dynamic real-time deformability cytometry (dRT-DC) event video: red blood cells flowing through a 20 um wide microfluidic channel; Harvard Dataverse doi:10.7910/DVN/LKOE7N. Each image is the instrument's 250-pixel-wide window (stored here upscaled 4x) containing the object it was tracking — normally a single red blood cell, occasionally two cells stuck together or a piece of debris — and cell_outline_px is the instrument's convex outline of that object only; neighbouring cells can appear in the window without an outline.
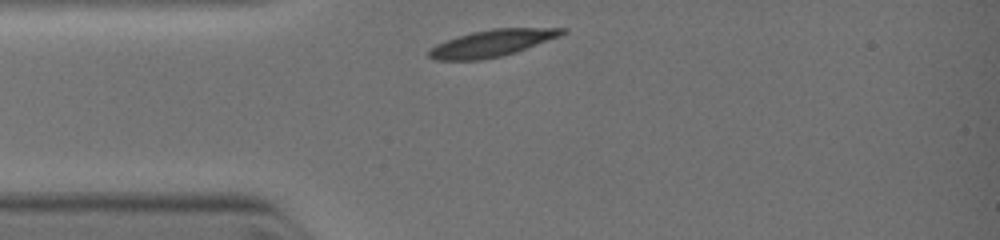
{"species": "common noctule bat (a hibernating species)", "species_latin": "Nyctalus noctula", "temperature_condition": "warm", "stored_images_in_passage": 1, "camera_frame_rate_fps": 3000, "um_per_image_px": 0.085, "animal": {"sex": "female", "body_mass_g": 19.0, "forearm_length_mm": 51.5}, "frame": {"image": 1, "passage_image": 1, "time_ms": 0.0, "image_size_px": [1000, 240], "cell_outline_px": [[568, 32], [560, 36], [516, 52], [504, 56], [480, 60], [436, 60], [428, 56], [428, 52], [436, 44], [472, 32], [496, 28], [568, 28]], "centroid_in_image_um": [41.87, 3.67], "position_along_channel_um": 43.1, "area_um2": 20.69}}